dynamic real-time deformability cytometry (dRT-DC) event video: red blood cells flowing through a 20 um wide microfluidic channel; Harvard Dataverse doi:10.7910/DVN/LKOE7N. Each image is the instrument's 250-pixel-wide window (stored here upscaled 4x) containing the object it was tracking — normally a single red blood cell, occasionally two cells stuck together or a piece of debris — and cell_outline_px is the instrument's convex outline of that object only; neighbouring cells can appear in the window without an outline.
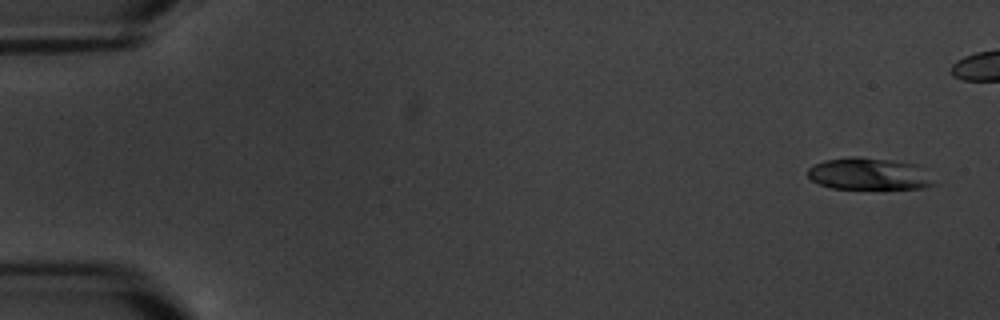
{"species": "common noctule bat (a hibernating species)", "species_latin": "Nyctalus noctula", "temperature_condition": "warm", "stored_images_in_passage": 8, "camera_frame_rate_fps": 3000, "um_per_image_px": 0.085, "animal": {"sex": "male", "body_mass_g": 20.1, "forearm_length_mm": 53.5}, "frame": {"image": 1, "passage_image": 1, "time_ms": 0.0, "image_size_px": [1000, 320], "cell_outline_px": [[940, 184], [924, 188], [832, 188], [820, 184], [812, 180], [808, 176], [808, 168], [824, 160], [852, 156], [856, 156], [888, 160], [916, 164]], "centroid_in_image_um": [73.9, 14.78], "position_along_channel_um": 11.1, "area_um2": 23.35}}
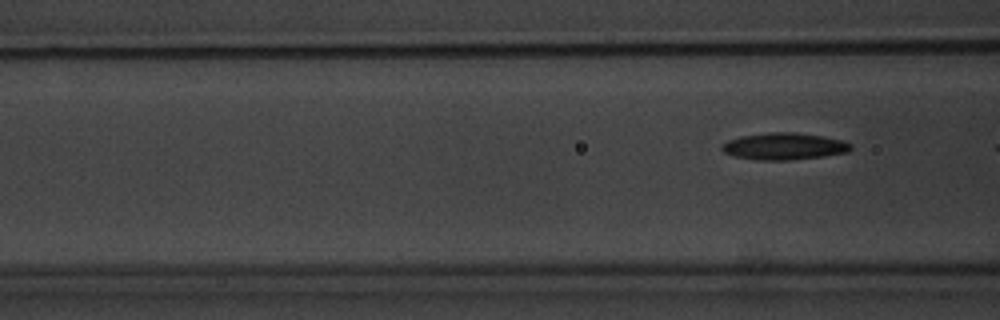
{"frame": {"image": 2, "passage_image": 8, "time_ms": 9.0, "image_size_px": [1000, 320], "cell_outline_px": [[852, 148], [848, 152], [824, 156], [788, 160], [756, 160], [736, 156], [724, 152], [720, 148], [728, 140], [740, 136], [768, 132], [796, 132], [824, 136], [840, 140], [852, 144]], "centroid_in_image_um": [66.66, 12.43], "position_along_channel_um": 99.9, "area_um2": 20.17}}